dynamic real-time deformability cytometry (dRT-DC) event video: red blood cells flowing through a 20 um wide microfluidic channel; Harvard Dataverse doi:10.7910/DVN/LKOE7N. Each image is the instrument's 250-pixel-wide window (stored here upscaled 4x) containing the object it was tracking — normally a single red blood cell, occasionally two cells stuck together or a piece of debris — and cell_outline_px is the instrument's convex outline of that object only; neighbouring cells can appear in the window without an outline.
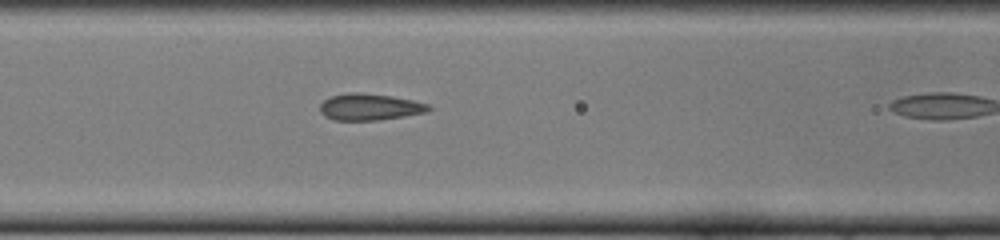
{"species": "common noctule bat (a hibernating species)", "species_latin": "Nyctalus noctula", "temperature_condition": "cold", "stored_images_in_passage": 10, "camera_frame_rate_fps": 3000, "um_per_image_px": 0.085, "animal": {"sex": "female", "body_mass_g": 22.0, "forearm_length_mm": 56.7}, "frame": {"image": 1, "passage_image": 9, "time_ms": 2.667, "image_size_px": [1000, 240], "cell_outline_px": [[432, 108], [428, 112], [380, 120], [332, 120], [324, 116], [320, 112], [320, 104], [324, 100], [332, 96], [352, 92], [360, 92], [392, 96], [412, 100], [428, 104]], "centroid_in_image_um": [31.42, 9.09], "position_along_channel_um": 135.2, "area_um2": 16.88}}